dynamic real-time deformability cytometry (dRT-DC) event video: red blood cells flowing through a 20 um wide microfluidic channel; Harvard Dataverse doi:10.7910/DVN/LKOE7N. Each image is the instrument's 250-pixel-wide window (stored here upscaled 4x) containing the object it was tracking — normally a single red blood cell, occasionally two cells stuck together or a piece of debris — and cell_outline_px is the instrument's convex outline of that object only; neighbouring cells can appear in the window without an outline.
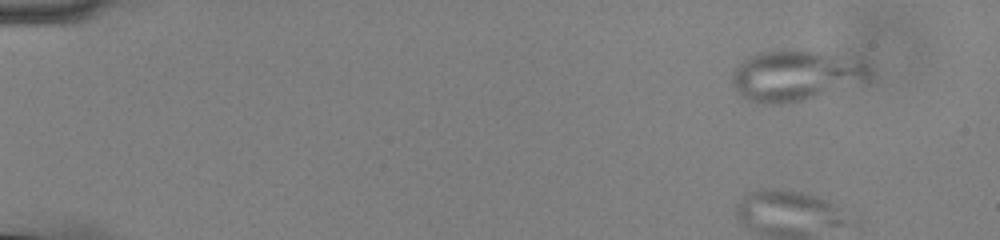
{"species": "common noctule bat (a hibernating species)", "species_latin": "Nyctalus noctula", "temperature_condition": "cold", "stored_images_in_passage": 17, "camera_frame_rate_fps": 3000, "um_per_image_px": 0.085, "animal": {"sex": "male", "body_mass_g": 13.0, "forearm_length_mm": 53.1}, "frame": {"image": 1, "passage_image": 6, "time_ms": 1.667, "image_size_px": [1000, 240], "cell_outline_px": [[868, 72], [864, 76], [816, 96], [804, 100], [780, 104], [768, 104], [748, 100], [732, 84], [732, 72], [748, 56], [756, 52], [792, 48], [820, 52], [860, 60], [868, 68]], "centroid_in_image_um": [67.44, 6.37], "position_along_channel_um": 17.6, "area_um2": 39.02}}